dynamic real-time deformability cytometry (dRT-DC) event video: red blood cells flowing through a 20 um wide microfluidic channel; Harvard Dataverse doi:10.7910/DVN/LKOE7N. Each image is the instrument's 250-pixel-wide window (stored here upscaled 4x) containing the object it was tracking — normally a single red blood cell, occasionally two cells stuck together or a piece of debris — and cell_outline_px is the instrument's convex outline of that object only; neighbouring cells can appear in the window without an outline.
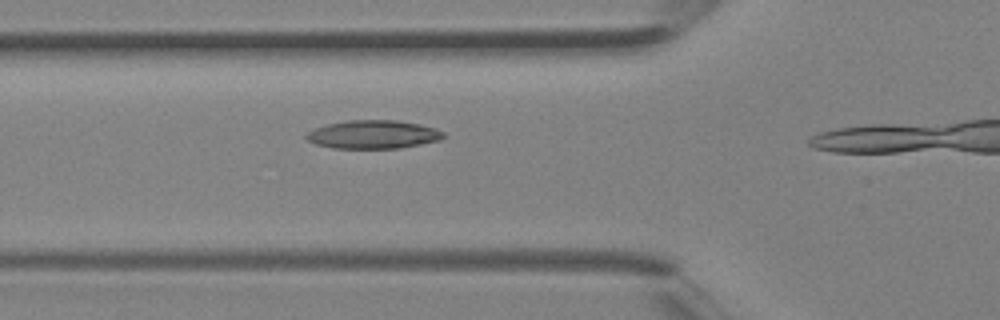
{"species": "Egyptian fruit bat (a non-hibernating species)", "species_latin": "Rousettus aegyptiacus", "temperature_condition": "room temperature", "stored_images_in_passage": 12, "camera_frame_rate_fps": 3000, "um_per_image_px": 0.085, "animal": {"sex": "female"}, "frame": {"image": 1, "passage_image": 9, "time_ms": 2.667, "image_size_px": [1000, 320], "cell_outline_px": [[444, 136], [440, 140], [400, 148], [332, 148], [316, 144], [308, 140], [304, 136], [308, 132], [316, 128], [328, 124], [348, 120], [396, 120], [420, 124], [436, 128], [444, 132]], "centroid_in_image_um": [31.74, 11.43], "position_along_channel_um": 94.1, "area_um2": 22.6}}